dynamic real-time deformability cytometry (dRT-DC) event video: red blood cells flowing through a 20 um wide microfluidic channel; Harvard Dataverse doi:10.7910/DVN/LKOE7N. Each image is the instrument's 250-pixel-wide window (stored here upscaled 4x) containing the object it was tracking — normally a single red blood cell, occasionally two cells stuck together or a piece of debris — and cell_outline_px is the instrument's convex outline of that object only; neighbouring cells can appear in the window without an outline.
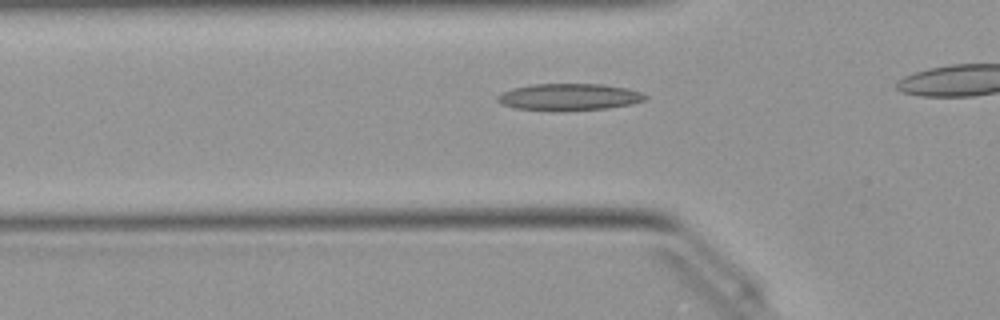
{"species": "Egyptian fruit bat (a non-hibernating species)", "species_latin": "Rousettus aegyptiacus", "temperature_condition": "warm", "stored_images_in_passage": 29, "camera_frame_rate_fps": 3000, "um_per_image_px": 0.085, "animal": {"sex": "female"}, "frame": {"image": 1, "passage_image": 6, "time_ms": 1.667, "image_size_px": [1000, 320], "cell_outline_px": [[648, 96], [644, 100], [632, 104], [608, 108], [560, 112], [512, 108], [500, 104], [496, 100], [496, 96], [500, 92], [512, 88], [532, 84], [604, 84], [628, 88], [640, 92]], "centroid_in_image_um": [48.31, 8.26], "position_along_channel_um": 77.5, "area_um2": 23.7}}
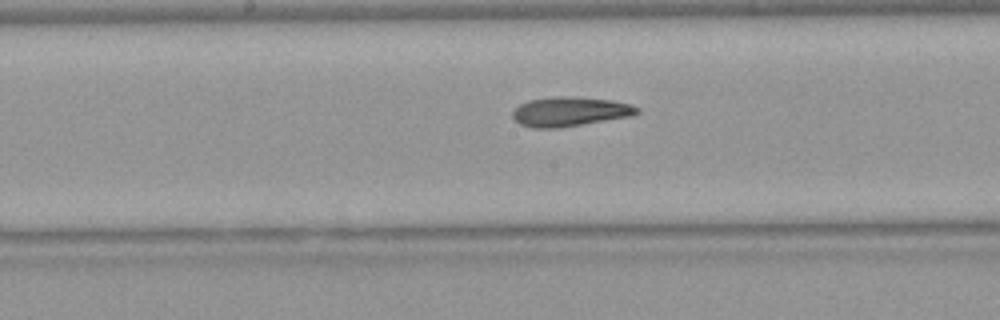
{"frame": {"image": 2, "passage_image": 15, "time_ms": 4.667, "image_size_px": [1000, 320], "cell_outline_px": [[640, 112], [632, 116], [560, 128], [532, 128], [520, 124], [512, 116], [512, 112], [520, 104], [528, 100], [556, 96], [576, 96], [612, 100], [632, 104], [640, 108]], "centroid_in_image_um": [48.47, 9.48], "position_along_channel_um": 199.7, "area_um2": 21.62}}
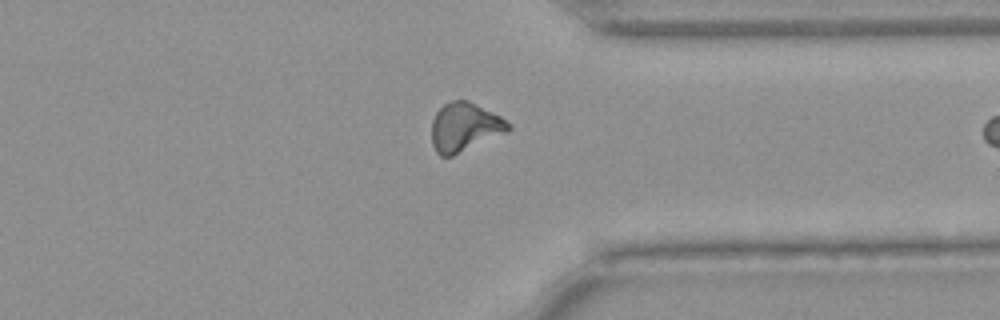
{"frame": {"image": 3, "passage_image": 28, "time_ms": 9.0, "image_size_px": [1000, 320], "cell_outline_px": [[512, 128], [508, 132], [452, 156], [440, 156], [436, 152], [432, 144], [432, 120], [436, 112], [444, 104], [452, 100], [468, 100], [500, 116], [512, 124]], "centroid_in_image_um": [39.51, 10.81], "position_along_channel_um": 371.9, "area_um2": 21.85}}